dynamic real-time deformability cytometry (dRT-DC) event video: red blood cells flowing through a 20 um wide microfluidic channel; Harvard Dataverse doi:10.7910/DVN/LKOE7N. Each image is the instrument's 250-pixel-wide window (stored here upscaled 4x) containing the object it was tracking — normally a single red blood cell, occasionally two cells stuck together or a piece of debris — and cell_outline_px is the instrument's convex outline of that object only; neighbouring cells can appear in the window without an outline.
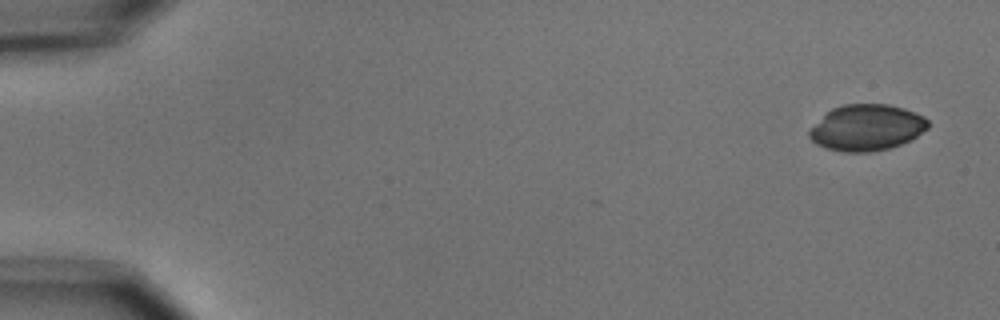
{"species": "common noctule bat (a hibernating species)", "species_latin": "Nyctalus noctula", "temperature_condition": "cold", "stored_images_in_passage": 5, "camera_frame_rate_fps": 3000, "um_per_image_px": 0.085, "animal": {"sex": "male", "body_mass_g": 15.6}, "frame": {"image": 1, "passage_image": 1, "time_ms": 0.0, "image_size_px": [1000, 320], "cell_outline_px": [[928, 128], [916, 136], [900, 144], [888, 148], [868, 152], [844, 152], [828, 148], [816, 144], [808, 136], [808, 132], [832, 108], [844, 104], [888, 104], [904, 108], [924, 116], [928, 120]], "centroid_in_image_um": [73.68, 10.84], "position_along_channel_um": 11.3, "area_um2": 31.5}}